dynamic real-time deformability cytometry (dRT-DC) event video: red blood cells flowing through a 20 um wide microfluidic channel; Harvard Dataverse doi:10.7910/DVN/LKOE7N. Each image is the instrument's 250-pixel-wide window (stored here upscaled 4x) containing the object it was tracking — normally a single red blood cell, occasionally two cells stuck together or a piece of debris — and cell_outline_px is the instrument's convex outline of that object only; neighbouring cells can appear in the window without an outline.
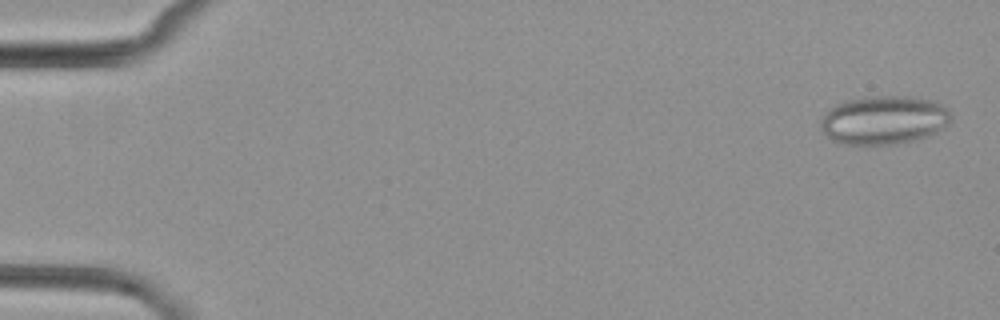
{"species": "common noctule bat (a hibernating species)", "species_latin": "Nyctalus noctula", "temperature_condition": "cold", "stored_images_in_passage": 4, "camera_frame_rate_fps": 3000, "um_per_image_px": 0.085, "animal": {"sex": "female", "body_mass_g": 29.2, "forearm_length_mm": 56.3}, "frame": {"image": 1, "passage_image": 1, "time_ms": 0.0, "image_size_px": [1000, 320], "cell_outline_px": [[952, 120], [944, 128], [936, 132], [912, 140], [896, 144], [848, 144], [832, 140], [820, 128], [820, 120], [836, 104], [848, 100], [864, 96], [908, 96], [932, 100], [944, 104], [948, 108], [952, 116]], "centroid_in_image_um": [75.17, 10.18], "position_along_channel_um": 9.8, "area_um2": 36.88}}